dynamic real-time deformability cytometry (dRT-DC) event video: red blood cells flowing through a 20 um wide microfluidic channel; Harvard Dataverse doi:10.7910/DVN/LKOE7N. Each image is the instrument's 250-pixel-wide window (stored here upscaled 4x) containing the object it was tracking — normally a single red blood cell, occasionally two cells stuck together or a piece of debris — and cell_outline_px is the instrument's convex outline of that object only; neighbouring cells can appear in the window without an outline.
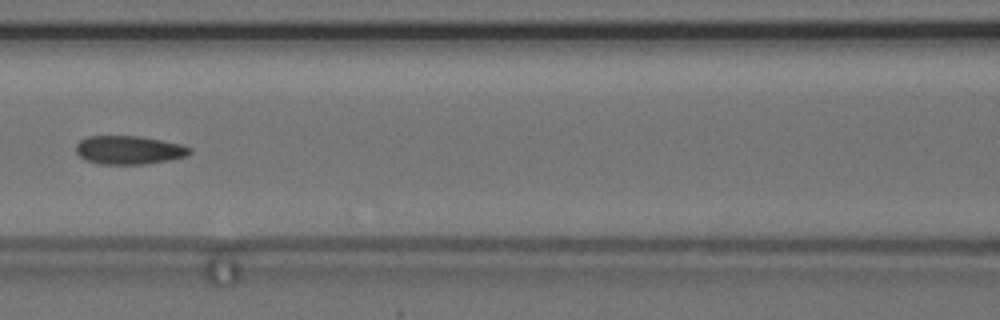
{"species": "common noctule bat (a hibernating species)", "species_latin": "Nyctalus noctula", "temperature_condition": "cold", "stored_images_in_passage": 6, "camera_frame_rate_fps": 3000, "um_per_image_px": 0.085, "animal": {"sex": "female", "body_mass_g": 24.6, "forearm_length_mm": 56.2}, "frame": {"image": 1, "passage_image": 6, "time_ms": 6.0, "image_size_px": [1000, 320], "cell_outline_px": [[192, 152], [188, 156], [172, 160], [144, 164], [100, 164], [88, 160], [80, 156], [76, 152], [76, 144], [80, 140], [88, 136], [140, 136], [180, 144], [192, 148]], "centroid_in_image_um": [11.0, 12.75], "position_along_channel_um": 155.6, "area_um2": 18.96}}